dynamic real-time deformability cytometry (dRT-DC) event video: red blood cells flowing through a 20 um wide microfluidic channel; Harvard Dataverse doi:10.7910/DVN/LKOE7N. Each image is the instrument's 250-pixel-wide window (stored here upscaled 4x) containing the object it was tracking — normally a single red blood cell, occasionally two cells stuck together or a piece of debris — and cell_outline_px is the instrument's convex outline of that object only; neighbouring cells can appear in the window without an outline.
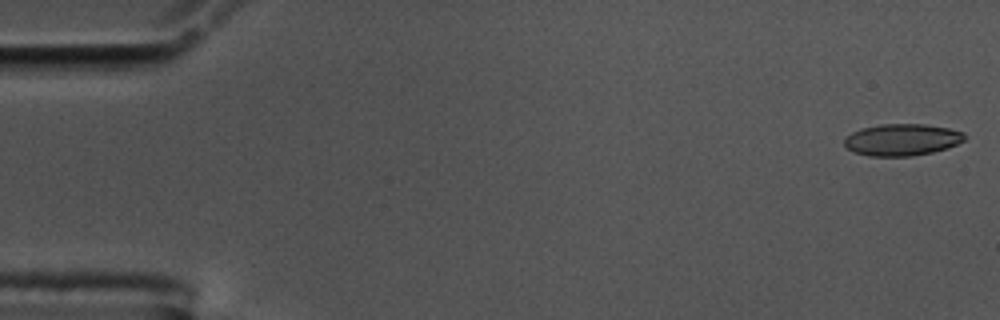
{"species": "common noctule bat (a hibernating species)", "species_latin": "Nyctalus noctula", "temperature_condition": "cold", "stored_images_in_passage": 13, "camera_frame_rate_fps": 3000, "um_per_image_px": 0.085, "animal": {"sex": "male", "body_mass_g": 17.5, "forearm_length_mm": 52.3}, "frame": {"image": 1, "passage_image": 1, "time_ms": 0.0, "image_size_px": [1000, 320], "cell_outline_px": [[964, 140], [948, 148], [932, 152], [912, 156], [868, 156], [856, 152], [848, 148], [844, 144], [844, 140], [852, 132], [864, 128], [880, 124], [924, 124], [948, 128], [964, 132]], "centroid_in_image_um": [76.69, 11.88], "position_along_channel_um": 8.3, "area_um2": 22.08}}